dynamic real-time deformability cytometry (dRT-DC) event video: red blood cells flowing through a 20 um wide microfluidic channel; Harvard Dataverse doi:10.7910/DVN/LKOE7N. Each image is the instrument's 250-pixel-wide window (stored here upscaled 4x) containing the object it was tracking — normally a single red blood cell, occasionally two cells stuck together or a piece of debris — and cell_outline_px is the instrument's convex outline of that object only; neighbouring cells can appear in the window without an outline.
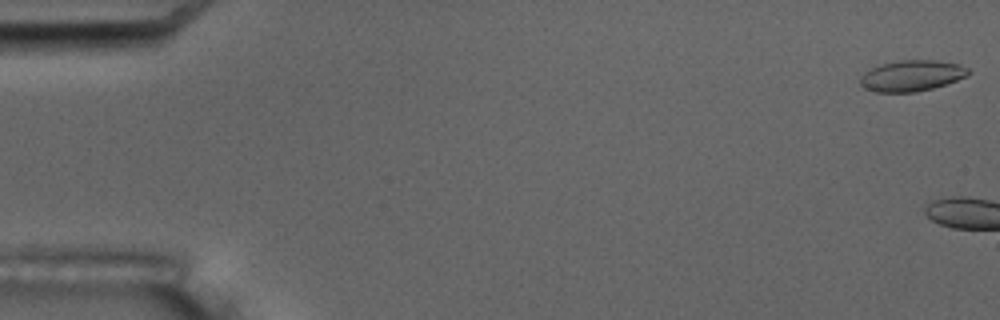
{"species": "common noctule bat (a hibernating species)", "species_latin": "Nyctalus noctula", "temperature_condition": "room temperature", "stored_images_in_passage": 2, "camera_frame_rate_fps": 3000, "um_per_image_px": 0.085, "animal": {"sex": "male", "body_mass_g": 17.5, "forearm_length_mm": 52.3}, "frame": {"image": 1, "passage_image": 1, "time_ms": 0.0, "image_size_px": [1000, 320], "cell_outline_px": [[968, 76], [932, 88], [916, 92], [872, 92], [864, 88], [860, 84], [860, 76], [864, 72], [880, 64], [900, 60], [936, 60], [956, 64], [968, 68]], "centroid_in_image_um": [77.44, 6.44], "position_along_channel_um": 7.6, "area_um2": 19.42}}